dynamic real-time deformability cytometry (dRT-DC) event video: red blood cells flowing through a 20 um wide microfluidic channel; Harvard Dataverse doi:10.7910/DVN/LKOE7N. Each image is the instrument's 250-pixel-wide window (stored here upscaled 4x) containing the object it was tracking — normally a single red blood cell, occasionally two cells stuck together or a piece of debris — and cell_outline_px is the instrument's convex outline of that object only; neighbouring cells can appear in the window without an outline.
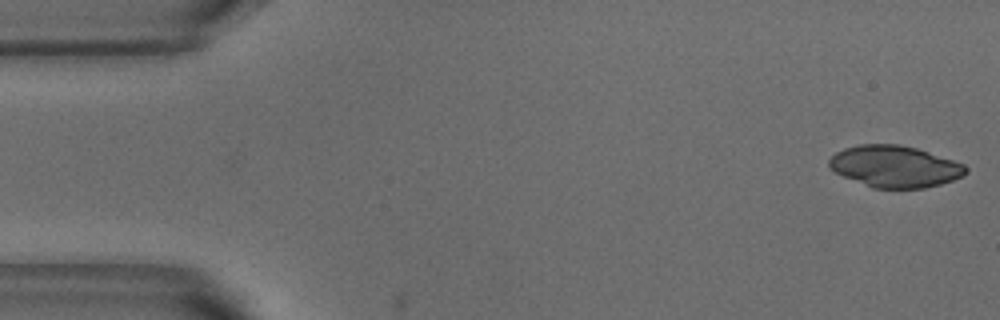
{"species": "common noctule bat (a hibernating species)", "species_latin": "Nyctalus noctula", "temperature_condition": "warm", "stored_images_in_passage": 3, "camera_frame_rate_fps": 3000, "um_per_image_px": 0.085, "animal": {"sex": "male", "body_mass_g": 18.8}, "frame": {"image": 1, "passage_image": 1, "time_ms": 0.0, "image_size_px": [1000, 320], "cell_outline_px": [[968, 172], [952, 180], [940, 184], [924, 188], [872, 188], [844, 176], [828, 168], [828, 160], [836, 152], [844, 148], [860, 144], [900, 144], [916, 148], [964, 164], [968, 168]], "centroid_in_image_um": [76.03, 14.14], "position_along_channel_um": 9.0, "area_um2": 33.0}}